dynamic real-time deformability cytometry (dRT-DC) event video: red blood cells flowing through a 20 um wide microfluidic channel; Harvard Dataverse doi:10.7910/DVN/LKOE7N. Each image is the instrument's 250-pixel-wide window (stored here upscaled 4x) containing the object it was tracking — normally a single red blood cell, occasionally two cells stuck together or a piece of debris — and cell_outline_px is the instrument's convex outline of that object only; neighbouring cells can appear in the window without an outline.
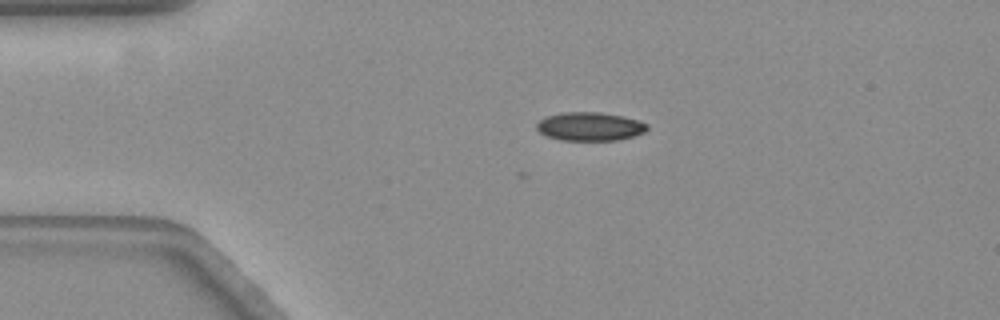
{"species": "common noctule bat (a hibernating species)", "species_latin": "Nyctalus noctula", "temperature_condition": "warm", "stored_images_in_passage": 2, "camera_frame_rate_fps": 3000, "um_per_image_px": 0.085, "animal": {"sex": "female", "body_mass_g": 19.3, "forearm_length_mm": 54.1}, "frame": {"image": 1, "passage_image": 2, "time_ms": 0.333, "image_size_px": [1000, 320], "cell_outline_px": [[648, 128], [644, 132], [632, 136], [616, 140], [560, 140], [548, 136], [540, 132], [536, 128], [536, 124], [544, 116], [560, 112], [600, 112], [620, 116], [636, 120], [648, 124]], "centroid_in_image_um": [50.09, 10.74], "position_along_channel_um": 34.9, "area_um2": 18.26}}